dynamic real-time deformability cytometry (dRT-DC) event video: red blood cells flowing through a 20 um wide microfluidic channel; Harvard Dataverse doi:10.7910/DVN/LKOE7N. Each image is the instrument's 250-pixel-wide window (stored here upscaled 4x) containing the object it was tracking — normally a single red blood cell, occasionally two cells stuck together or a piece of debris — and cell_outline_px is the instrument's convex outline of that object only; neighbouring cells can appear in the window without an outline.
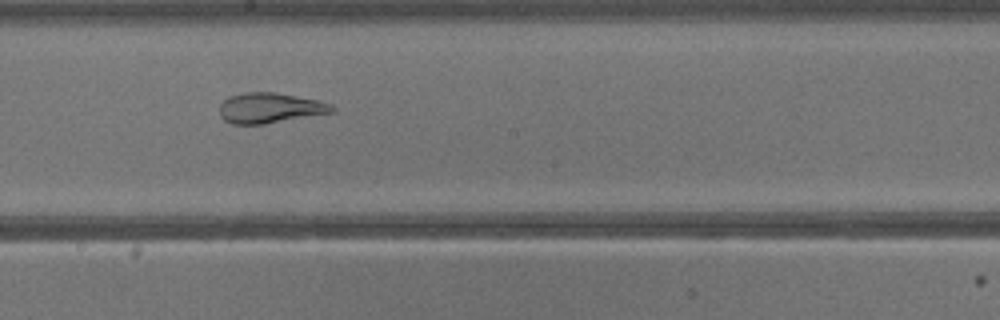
{"species": "common noctule bat (a hibernating species)", "species_latin": "Nyctalus noctula", "temperature_condition": "warm", "stored_images_in_passage": 29, "segment_of_instrument_passage": [1, 2], "camera_frame_rate_fps": 3000, "um_per_image_px": 0.085, "animal": {"sex": "male", "body_mass_g": 13.3}, "frame": {"image": 1, "passage_image": 10, "time_ms": 3.0, "image_size_px": [1000, 320], "cell_outline_px": [[336, 112], [264, 124], [232, 124], [224, 120], [220, 116], [220, 104], [228, 96], [244, 92], [276, 92], [320, 100], [332, 104], [336, 108]], "centroid_in_image_um": [22.98, 9.17], "position_along_channel_um": 225.2, "area_um2": 20.17}}